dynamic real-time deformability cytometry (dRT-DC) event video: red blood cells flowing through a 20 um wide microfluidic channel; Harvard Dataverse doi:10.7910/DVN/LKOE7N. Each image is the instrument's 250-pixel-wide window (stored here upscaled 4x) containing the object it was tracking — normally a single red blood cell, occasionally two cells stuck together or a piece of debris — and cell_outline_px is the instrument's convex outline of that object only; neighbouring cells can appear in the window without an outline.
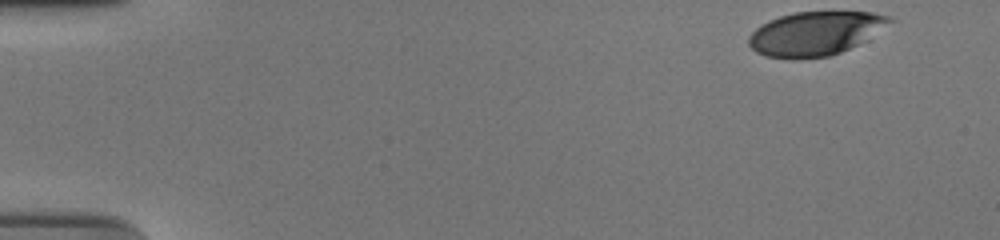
{"species": "human", "species_latin": "Homo sapiens", "temperature_condition": "cold", "stored_images_in_passage": 44, "camera_frame_rate_fps": 3000, "um_per_image_px": 0.085, "donor": {"sex": "male"}, "frame": {"image": 1, "passage_image": 1, "time_ms": 0.0, "image_size_px": [1000, 240], "cell_outline_px": [[896, 20], [864, 40], [840, 52], [828, 56], [796, 60], [792, 60], [764, 56], [756, 52], [748, 44], [748, 36], [760, 24], [768, 20], [780, 16], [796, 12], [872, 12], [888, 16]], "centroid_in_image_um": [69.23, 2.86], "position_along_channel_um": 15.8, "area_um2": 36.07}}
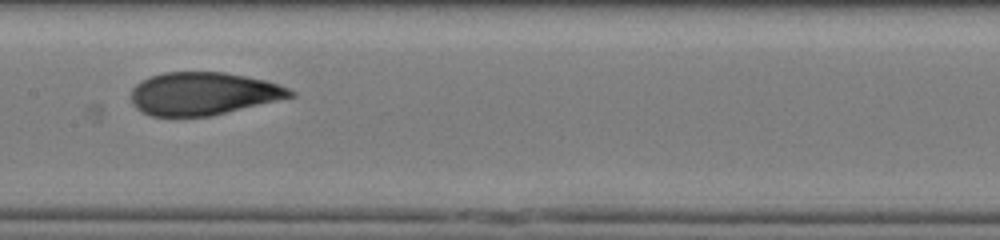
{"frame": {"image": 2, "passage_image": 26, "time_ms": 8.333, "image_size_px": [1000, 240], "cell_outline_px": [[296, 96], [212, 116], [152, 116], [136, 108], [132, 100], [132, 88], [140, 80], [148, 76], [164, 72], [224, 72], [264, 80], [288, 88], [296, 92]], "centroid_in_image_um": [17.27, 7.95], "position_along_channel_um": 190.1, "area_um2": 39.71}}
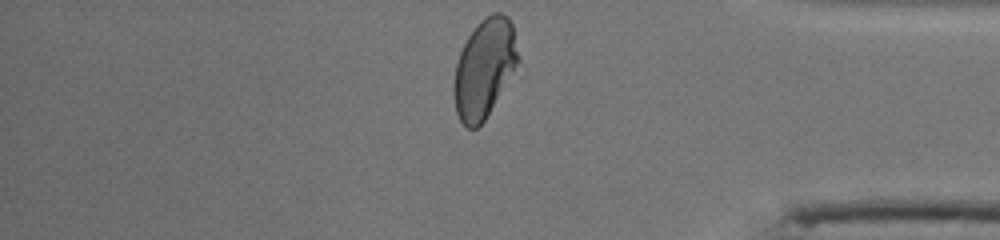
{"frame": {"image": 3, "passage_image": 44, "time_ms": 14.333, "image_size_px": [1000, 240], "cell_outline_px": [[520, 60], [516, 72], [484, 120], [476, 128], [468, 128], [460, 120], [456, 112], [452, 88], [452, 84], [456, 64], [460, 52], [468, 36], [476, 24], [484, 16], [492, 12], [500, 12], [508, 16], [512, 24], [520, 56]], "centroid_in_image_um": [41.19, 5.78], "position_along_channel_um": 394.0, "area_um2": 37.63}, "authors_computed_cell_mechanics": {"area_um2": 40.0554, "velocity_mm_per_s": 3.7321, "shape_relaxation_time_tau1_ms": 7.3867, "shape_relaxation_time_tau2_ms": 1.1346, "deformation_change_tau1": 0.231, "deformation_change_tau2": 0.0689}}